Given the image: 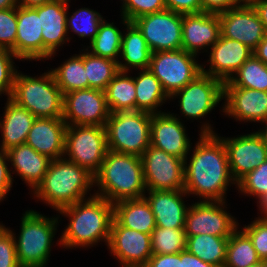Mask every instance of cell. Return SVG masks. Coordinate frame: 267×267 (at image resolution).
I'll list each match as a JSON object with an SVG mask.
<instances>
[{
    "mask_svg": "<svg viewBox=\"0 0 267 267\" xmlns=\"http://www.w3.org/2000/svg\"><path fill=\"white\" fill-rule=\"evenodd\" d=\"M200 130L189 164L184 160V191L202 201H224L229 184H236L225 144L209 123H203Z\"/></svg>",
    "mask_w": 267,
    "mask_h": 267,
    "instance_id": "obj_1",
    "label": "cell"
},
{
    "mask_svg": "<svg viewBox=\"0 0 267 267\" xmlns=\"http://www.w3.org/2000/svg\"><path fill=\"white\" fill-rule=\"evenodd\" d=\"M58 212L70 221L60 236V246L86 248L103 240L108 245L114 208L105 198L90 194L87 199L66 206Z\"/></svg>",
    "mask_w": 267,
    "mask_h": 267,
    "instance_id": "obj_2",
    "label": "cell"
},
{
    "mask_svg": "<svg viewBox=\"0 0 267 267\" xmlns=\"http://www.w3.org/2000/svg\"><path fill=\"white\" fill-rule=\"evenodd\" d=\"M94 185L99 187L94 195L112 204L142 198L147 189L141 158L108 150L99 171L94 175Z\"/></svg>",
    "mask_w": 267,
    "mask_h": 267,
    "instance_id": "obj_3",
    "label": "cell"
},
{
    "mask_svg": "<svg viewBox=\"0 0 267 267\" xmlns=\"http://www.w3.org/2000/svg\"><path fill=\"white\" fill-rule=\"evenodd\" d=\"M93 186L94 176L91 173L63 157L50 161L43 180L31 192L58 211L87 199L85 195Z\"/></svg>",
    "mask_w": 267,
    "mask_h": 267,
    "instance_id": "obj_4",
    "label": "cell"
},
{
    "mask_svg": "<svg viewBox=\"0 0 267 267\" xmlns=\"http://www.w3.org/2000/svg\"><path fill=\"white\" fill-rule=\"evenodd\" d=\"M10 99L36 118H62L64 94L51 71L40 77L16 72Z\"/></svg>",
    "mask_w": 267,
    "mask_h": 267,
    "instance_id": "obj_5",
    "label": "cell"
},
{
    "mask_svg": "<svg viewBox=\"0 0 267 267\" xmlns=\"http://www.w3.org/2000/svg\"><path fill=\"white\" fill-rule=\"evenodd\" d=\"M58 219V217L50 219L31 209L23 214L18 238L10 230L14 236L17 258L21 267L47 266L53 237L59 224Z\"/></svg>",
    "mask_w": 267,
    "mask_h": 267,
    "instance_id": "obj_6",
    "label": "cell"
},
{
    "mask_svg": "<svg viewBox=\"0 0 267 267\" xmlns=\"http://www.w3.org/2000/svg\"><path fill=\"white\" fill-rule=\"evenodd\" d=\"M151 120L152 114L145 111L110 113L105 124L108 150L141 157L150 146Z\"/></svg>",
    "mask_w": 267,
    "mask_h": 267,
    "instance_id": "obj_7",
    "label": "cell"
},
{
    "mask_svg": "<svg viewBox=\"0 0 267 267\" xmlns=\"http://www.w3.org/2000/svg\"><path fill=\"white\" fill-rule=\"evenodd\" d=\"M107 138L105 127L90 125L67 126L65 133L66 160L85 168L93 176L105 159Z\"/></svg>",
    "mask_w": 267,
    "mask_h": 267,
    "instance_id": "obj_8",
    "label": "cell"
},
{
    "mask_svg": "<svg viewBox=\"0 0 267 267\" xmlns=\"http://www.w3.org/2000/svg\"><path fill=\"white\" fill-rule=\"evenodd\" d=\"M196 57L183 49L153 52L149 70L170 97L202 73V65L197 63Z\"/></svg>",
    "mask_w": 267,
    "mask_h": 267,
    "instance_id": "obj_9",
    "label": "cell"
},
{
    "mask_svg": "<svg viewBox=\"0 0 267 267\" xmlns=\"http://www.w3.org/2000/svg\"><path fill=\"white\" fill-rule=\"evenodd\" d=\"M182 22L183 14L168 9L132 21L152 53L182 49Z\"/></svg>",
    "mask_w": 267,
    "mask_h": 267,
    "instance_id": "obj_10",
    "label": "cell"
},
{
    "mask_svg": "<svg viewBox=\"0 0 267 267\" xmlns=\"http://www.w3.org/2000/svg\"><path fill=\"white\" fill-rule=\"evenodd\" d=\"M180 97V112L187 119H201L224 100V83L216 78L199 74L192 82L174 92L170 99Z\"/></svg>",
    "mask_w": 267,
    "mask_h": 267,
    "instance_id": "obj_11",
    "label": "cell"
},
{
    "mask_svg": "<svg viewBox=\"0 0 267 267\" xmlns=\"http://www.w3.org/2000/svg\"><path fill=\"white\" fill-rule=\"evenodd\" d=\"M109 116L110 110L103 90L87 88L64 94L62 119L67 126L105 127Z\"/></svg>",
    "mask_w": 267,
    "mask_h": 267,
    "instance_id": "obj_12",
    "label": "cell"
},
{
    "mask_svg": "<svg viewBox=\"0 0 267 267\" xmlns=\"http://www.w3.org/2000/svg\"><path fill=\"white\" fill-rule=\"evenodd\" d=\"M141 162L147 190H184V160L150 145Z\"/></svg>",
    "mask_w": 267,
    "mask_h": 267,
    "instance_id": "obj_13",
    "label": "cell"
},
{
    "mask_svg": "<svg viewBox=\"0 0 267 267\" xmlns=\"http://www.w3.org/2000/svg\"><path fill=\"white\" fill-rule=\"evenodd\" d=\"M225 201H198L188 206L184 231L186 236L210 234L231 236L238 227L236 218L225 209ZM238 227V228H237Z\"/></svg>",
    "mask_w": 267,
    "mask_h": 267,
    "instance_id": "obj_14",
    "label": "cell"
},
{
    "mask_svg": "<svg viewBox=\"0 0 267 267\" xmlns=\"http://www.w3.org/2000/svg\"><path fill=\"white\" fill-rule=\"evenodd\" d=\"M220 138L225 144L229 170L236 184L267 160V145L258 131L236 138Z\"/></svg>",
    "mask_w": 267,
    "mask_h": 267,
    "instance_id": "obj_15",
    "label": "cell"
},
{
    "mask_svg": "<svg viewBox=\"0 0 267 267\" xmlns=\"http://www.w3.org/2000/svg\"><path fill=\"white\" fill-rule=\"evenodd\" d=\"M221 36L237 40L254 50L267 34L250 3H240L236 7L218 14Z\"/></svg>",
    "mask_w": 267,
    "mask_h": 267,
    "instance_id": "obj_16",
    "label": "cell"
},
{
    "mask_svg": "<svg viewBox=\"0 0 267 267\" xmlns=\"http://www.w3.org/2000/svg\"><path fill=\"white\" fill-rule=\"evenodd\" d=\"M107 246L122 267H143L153 255L150 234L122 227L115 219Z\"/></svg>",
    "mask_w": 267,
    "mask_h": 267,
    "instance_id": "obj_17",
    "label": "cell"
},
{
    "mask_svg": "<svg viewBox=\"0 0 267 267\" xmlns=\"http://www.w3.org/2000/svg\"><path fill=\"white\" fill-rule=\"evenodd\" d=\"M179 118L169 112L152 114L150 145L185 160L192 149L185 126Z\"/></svg>",
    "mask_w": 267,
    "mask_h": 267,
    "instance_id": "obj_18",
    "label": "cell"
},
{
    "mask_svg": "<svg viewBox=\"0 0 267 267\" xmlns=\"http://www.w3.org/2000/svg\"><path fill=\"white\" fill-rule=\"evenodd\" d=\"M222 111L237 121L265 122L267 120V92L249 88L234 87L224 82Z\"/></svg>",
    "mask_w": 267,
    "mask_h": 267,
    "instance_id": "obj_19",
    "label": "cell"
},
{
    "mask_svg": "<svg viewBox=\"0 0 267 267\" xmlns=\"http://www.w3.org/2000/svg\"><path fill=\"white\" fill-rule=\"evenodd\" d=\"M252 54L253 50L247 45L220 35L219 40L213 44L210 50L209 69L206 70L202 65V73L224 83L234 76Z\"/></svg>",
    "mask_w": 267,
    "mask_h": 267,
    "instance_id": "obj_20",
    "label": "cell"
},
{
    "mask_svg": "<svg viewBox=\"0 0 267 267\" xmlns=\"http://www.w3.org/2000/svg\"><path fill=\"white\" fill-rule=\"evenodd\" d=\"M220 35L218 14L208 12L183 14L182 49L188 53L197 56L201 49H210L219 40Z\"/></svg>",
    "mask_w": 267,
    "mask_h": 267,
    "instance_id": "obj_21",
    "label": "cell"
},
{
    "mask_svg": "<svg viewBox=\"0 0 267 267\" xmlns=\"http://www.w3.org/2000/svg\"><path fill=\"white\" fill-rule=\"evenodd\" d=\"M70 0H53L35 7L42 27L43 59L51 58L65 41H69L67 31V10Z\"/></svg>",
    "mask_w": 267,
    "mask_h": 267,
    "instance_id": "obj_22",
    "label": "cell"
},
{
    "mask_svg": "<svg viewBox=\"0 0 267 267\" xmlns=\"http://www.w3.org/2000/svg\"><path fill=\"white\" fill-rule=\"evenodd\" d=\"M66 128L62 118H36L25 143L50 160L61 159L65 152Z\"/></svg>",
    "mask_w": 267,
    "mask_h": 267,
    "instance_id": "obj_23",
    "label": "cell"
},
{
    "mask_svg": "<svg viewBox=\"0 0 267 267\" xmlns=\"http://www.w3.org/2000/svg\"><path fill=\"white\" fill-rule=\"evenodd\" d=\"M147 191L148 197L146 195L143 197L155 216L156 226L184 229L188 208L183 199L188 194L184 190Z\"/></svg>",
    "mask_w": 267,
    "mask_h": 267,
    "instance_id": "obj_24",
    "label": "cell"
},
{
    "mask_svg": "<svg viewBox=\"0 0 267 267\" xmlns=\"http://www.w3.org/2000/svg\"><path fill=\"white\" fill-rule=\"evenodd\" d=\"M42 30L34 8L17 6L16 57L19 60H43Z\"/></svg>",
    "mask_w": 267,
    "mask_h": 267,
    "instance_id": "obj_25",
    "label": "cell"
},
{
    "mask_svg": "<svg viewBox=\"0 0 267 267\" xmlns=\"http://www.w3.org/2000/svg\"><path fill=\"white\" fill-rule=\"evenodd\" d=\"M6 153L13 171L34 190L43 180L51 160L26 143L12 147Z\"/></svg>",
    "mask_w": 267,
    "mask_h": 267,
    "instance_id": "obj_26",
    "label": "cell"
},
{
    "mask_svg": "<svg viewBox=\"0 0 267 267\" xmlns=\"http://www.w3.org/2000/svg\"><path fill=\"white\" fill-rule=\"evenodd\" d=\"M5 106L3 119L0 121L2 136L0 150L4 152L26 142L28 133L36 119L32 113L10 98L7 99Z\"/></svg>",
    "mask_w": 267,
    "mask_h": 267,
    "instance_id": "obj_27",
    "label": "cell"
},
{
    "mask_svg": "<svg viewBox=\"0 0 267 267\" xmlns=\"http://www.w3.org/2000/svg\"><path fill=\"white\" fill-rule=\"evenodd\" d=\"M122 24L126 27L122 35L120 57L124 61H118V69L122 72H130V67L137 70L149 69L152 52L139 29L122 17ZM125 62V63H122Z\"/></svg>",
    "mask_w": 267,
    "mask_h": 267,
    "instance_id": "obj_28",
    "label": "cell"
},
{
    "mask_svg": "<svg viewBox=\"0 0 267 267\" xmlns=\"http://www.w3.org/2000/svg\"><path fill=\"white\" fill-rule=\"evenodd\" d=\"M114 219L122 226L146 234H152L156 227L155 216L147 200H121L113 204Z\"/></svg>",
    "mask_w": 267,
    "mask_h": 267,
    "instance_id": "obj_29",
    "label": "cell"
},
{
    "mask_svg": "<svg viewBox=\"0 0 267 267\" xmlns=\"http://www.w3.org/2000/svg\"><path fill=\"white\" fill-rule=\"evenodd\" d=\"M139 71V75L133 77L136 91V110L151 114L162 113L157 109L170 97L163 90L159 79L149 69Z\"/></svg>",
    "mask_w": 267,
    "mask_h": 267,
    "instance_id": "obj_30",
    "label": "cell"
},
{
    "mask_svg": "<svg viewBox=\"0 0 267 267\" xmlns=\"http://www.w3.org/2000/svg\"><path fill=\"white\" fill-rule=\"evenodd\" d=\"M186 250L204 262L224 267L229 236H186Z\"/></svg>",
    "mask_w": 267,
    "mask_h": 267,
    "instance_id": "obj_31",
    "label": "cell"
},
{
    "mask_svg": "<svg viewBox=\"0 0 267 267\" xmlns=\"http://www.w3.org/2000/svg\"><path fill=\"white\" fill-rule=\"evenodd\" d=\"M119 71L104 90L110 113L136 110L134 78Z\"/></svg>",
    "mask_w": 267,
    "mask_h": 267,
    "instance_id": "obj_32",
    "label": "cell"
},
{
    "mask_svg": "<svg viewBox=\"0 0 267 267\" xmlns=\"http://www.w3.org/2000/svg\"><path fill=\"white\" fill-rule=\"evenodd\" d=\"M50 71L63 94L88 88V79L84 68V52L71 56L58 68Z\"/></svg>",
    "mask_w": 267,
    "mask_h": 267,
    "instance_id": "obj_33",
    "label": "cell"
},
{
    "mask_svg": "<svg viewBox=\"0 0 267 267\" xmlns=\"http://www.w3.org/2000/svg\"><path fill=\"white\" fill-rule=\"evenodd\" d=\"M84 68L88 79V88L105 90L109 82L119 72L118 62L92 54L85 49Z\"/></svg>",
    "mask_w": 267,
    "mask_h": 267,
    "instance_id": "obj_34",
    "label": "cell"
},
{
    "mask_svg": "<svg viewBox=\"0 0 267 267\" xmlns=\"http://www.w3.org/2000/svg\"><path fill=\"white\" fill-rule=\"evenodd\" d=\"M260 260L251 239L243 230L237 229L229 236L224 267H250Z\"/></svg>",
    "mask_w": 267,
    "mask_h": 267,
    "instance_id": "obj_35",
    "label": "cell"
},
{
    "mask_svg": "<svg viewBox=\"0 0 267 267\" xmlns=\"http://www.w3.org/2000/svg\"><path fill=\"white\" fill-rule=\"evenodd\" d=\"M122 35V31H120L113 22L109 23L106 20H103L99 26L96 37L87 49L91 48V50L88 51L94 55L118 62Z\"/></svg>",
    "mask_w": 267,
    "mask_h": 267,
    "instance_id": "obj_36",
    "label": "cell"
},
{
    "mask_svg": "<svg viewBox=\"0 0 267 267\" xmlns=\"http://www.w3.org/2000/svg\"><path fill=\"white\" fill-rule=\"evenodd\" d=\"M229 79L234 87L267 92V64L254 54Z\"/></svg>",
    "mask_w": 267,
    "mask_h": 267,
    "instance_id": "obj_37",
    "label": "cell"
},
{
    "mask_svg": "<svg viewBox=\"0 0 267 267\" xmlns=\"http://www.w3.org/2000/svg\"><path fill=\"white\" fill-rule=\"evenodd\" d=\"M184 229L156 226L151 234L152 254H177L186 250Z\"/></svg>",
    "mask_w": 267,
    "mask_h": 267,
    "instance_id": "obj_38",
    "label": "cell"
},
{
    "mask_svg": "<svg viewBox=\"0 0 267 267\" xmlns=\"http://www.w3.org/2000/svg\"><path fill=\"white\" fill-rule=\"evenodd\" d=\"M67 12V31H73L79 38H89L90 43L96 37L99 26L104 20L99 12L89 9L80 8L70 17Z\"/></svg>",
    "mask_w": 267,
    "mask_h": 267,
    "instance_id": "obj_39",
    "label": "cell"
},
{
    "mask_svg": "<svg viewBox=\"0 0 267 267\" xmlns=\"http://www.w3.org/2000/svg\"><path fill=\"white\" fill-rule=\"evenodd\" d=\"M238 191L247 196L261 198L267 193V160L255 170L249 172L237 184Z\"/></svg>",
    "mask_w": 267,
    "mask_h": 267,
    "instance_id": "obj_40",
    "label": "cell"
},
{
    "mask_svg": "<svg viewBox=\"0 0 267 267\" xmlns=\"http://www.w3.org/2000/svg\"><path fill=\"white\" fill-rule=\"evenodd\" d=\"M17 7L0 9V49L12 51L16 56Z\"/></svg>",
    "mask_w": 267,
    "mask_h": 267,
    "instance_id": "obj_41",
    "label": "cell"
},
{
    "mask_svg": "<svg viewBox=\"0 0 267 267\" xmlns=\"http://www.w3.org/2000/svg\"><path fill=\"white\" fill-rule=\"evenodd\" d=\"M121 16L132 22L140 16L163 11L166 8L164 0H121Z\"/></svg>",
    "mask_w": 267,
    "mask_h": 267,
    "instance_id": "obj_42",
    "label": "cell"
},
{
    "mask_svg": "<svg viewBox=\"0 0 267 267\" xmlns=\"http://www.w3.org/2000/svg\"><path fill=\"white\" fill-rule=\"evenodd\" d=\"M13 58L18 59L12 51L0 49V95L4 94L10 98L14 85L17 69Z\"/></svg>",
    "mask_w": 267,
    "mask_h": 267,
    "instance_id": "obj_43",
    "label": "cell"
},
{
    "mask_svg": "<svg viewBox=\"0 0 267 267\" xmlns=\"http://www.w3.org/2000/svg\"><path fill=\"white\" fill-rule=\"evenodd\" d=\"M251 239L259 258L267 261V219L253 220L242 229Z\"/></svg>",
    "mask_w": 267,
    "mask_h": 267,
    "instance_id": "obj_44",
    "label": "cell"
},
{
    "mask_svg": "<svg viewBox=\"0 0 267 267\" xmlns=\"http://www.w3.org/2000/svg\"><path fill=\"white\" fill-rule=\"evenodd\" d=\"M0 267H21L15 249L14 236L0 223Z\"/></svg>",
    "mask_w": 267,
    "mask_h": 267,
    "instance_id": "obj_45",
    "label": "cell"
},
{
    "mask_svg": "<svg viewBox=\"0 0 267 267\" xmlns=\"http://www.w3.org/2000/svg\"><path fill=\"white\" fill-rule=\"evenodd\" d=\"M7 161H9L7 153L0 150V202L7 197L6 195L11 190L13 183Z\"/></svg>",
    "mask_w": 267,
    "mask_h": 267,
    "instance_id": "obj_46",
    "label": "cell"
},
{
    "mask_svg": "<svg viewBox=\"0 0 267 267\" xmlns=\"http://www.w3.org/2000/svg\"><path fill=\"white\" fill-rule=\"evenodd\" d=\"M166 8L180 14L202 12L201 0H164Z\"/></svg>",
    "mask_w": 267,
    "mask_h": 267,
    "instance_id": "obj_47",
    "label": "cell"
},
{
    "mask_svg": "<svg viewBox=\"0 0 267 267\" xmlns=\"http://www.w3.org/2000/svg\"><path fill=\"white\" fill-rule=\"evenodd\" d=\"M143 267H182L180 253L153 254Z\"/></svg>",
    "mask_w": 267,
    "mask_h": 267,
    "instance_id": "obj_48",
    "label": "cell"
},
{
    "mask_svg": "<svg viewBox=\"0 0 267 267\" xmlns=\"http://www.w3.org/2000/svg\"><path fill=\"white\" fill-rule=\"evenodd\" d=\"M238 0H201L202 12L219 14L236 7Z\"/></svg>",
    "mask_w": 267,
    "mask_h": 267,
    "instance_id": "obj_49",
    "label": "cell"
},
{
    "mask_svg": "<svg viewBox=\"0 0 267 267\" xmlns=\"http://www.w3.org/2000/svg\"><path fill=\"white\" fill-rule=\"evenodd\" d=\"M182 267H219L215 264L204 262L192 253L184 250L180 252Z\"/></svg>",
    "mask_w": 267,
    "mask_h": 267,
    "instance_id": "obj_50",
    "label": "cell"
},
{
    "mask_svg": "<svg viewBox=\"0 0 267 267\" xmlns=\"http://www.w3.org/2000/svg\"><path fill=\"white\" fill-rule=\"evenodd\" d=\"M250 4L256 11L261 22L264 24L267 33V0H253Z\"/></svg>",
    "mask_w": 267,
    "mask_h": 267,
    "instance_id": "obj_51",
    "label": "cell"
},
{
    "mask_svg": "<svg viewBox=\"0 0 267 267\" xmlns=\"http://www.w3.org/2000/svg\"><path fill=\"white\" fill-rule=\"evenodd\" d=\"M253 54L263 63L267 64V34L258 44V46L253 50Z\"/></svg>",
    "mask_w": 267,
    "mask_h": 267,
    "instance_id": "obj_52",
    "label": "cell"
},
{
    "mask_svg": "<svg viewBox=\"0 0 267 267\" xmlns=\"http://www.w3.org/2000/svg\"><path fill=\"white\" fill-rule=\"evenodd\" d=\"M53 0H17V4L20 7L35 8Z\"/></svg>",
    "mask_w": 267,
    "mask_h": 267,
    "instance_id": "obj_53",
    "label": "cell"
},
{
    "mask_svg": "<svg viewBox=\"0 0 267 267\" xmlns=\"http://www.w3.org/2000/svg\"><path fill=\"white\" fill-rule=\"evenodd\" d=\"M259 200V210H261V214L263 213L264 216L263 217H258L256 219H267V193L264 194L261 198L258 199Z\"/></svg>",
    "mask_w": 267,
    "mask_h": 267,
    "instance_id": "obj_54",
    "label": "cell"
},
{
    "mask_svg": "<svg viewBox=\"0 0 267 267\" xmlns=\"http://www.w3.org/2000/svg\"><path fill=\"white\" fill-rule=\"evenodd\" d=\"M17 6V0H0V9H10Z\"/></svg>",
    "mask_w": 267,
    "mask_h": 267,
    "instance_id": "obj_55",
    "label": "cell"
},
{
    "mask_svg": "<svg viewBox=\"0 0 267 267\" xmlns=\"http://www.w3.org/2000/svg\"><path fill=\"white\" fill-rule=\"evenodd\" d=\"M262 123L265 124V126L263 127L264 129L262 128L258 132L261 134V136L263 137V139L267 145V120L265 122H262Z\"/></svg>",
    "mask_w": 267,
    "mask_h": 267,
    "instance_id": "obj_56",
    "label": "cell"
},
{
    "mask_svg": "<svg viewBox=\"0 0 267 267\" xmlns=\"http://www.w3.org/2000/svg\"><path fill=\"white\" fill-rule=\"evenodd\" d=\"M250 267H267V261L266 260H260L259 262L251 265Z\"/></svg>",
    "mask_w": 267,
    "mask_h": 267,
    "instance_id": "obj_57",
    "label": "cell"
},
{
    "mask_svg": "<svg viewBox=\"0 0 267 267\" xmlns=\"http://www.w3.org/2000/svg\"><path fill=\"white\" fill-rule=\"evenodd\" d=\"M240 3H250L252 2L253 0H238Z\"/></svg>",
    "mask_w": 267,
    "mask_h": 267,
    "instance_id": "obj_58",
    "label": "cell"
}]
</instances>
